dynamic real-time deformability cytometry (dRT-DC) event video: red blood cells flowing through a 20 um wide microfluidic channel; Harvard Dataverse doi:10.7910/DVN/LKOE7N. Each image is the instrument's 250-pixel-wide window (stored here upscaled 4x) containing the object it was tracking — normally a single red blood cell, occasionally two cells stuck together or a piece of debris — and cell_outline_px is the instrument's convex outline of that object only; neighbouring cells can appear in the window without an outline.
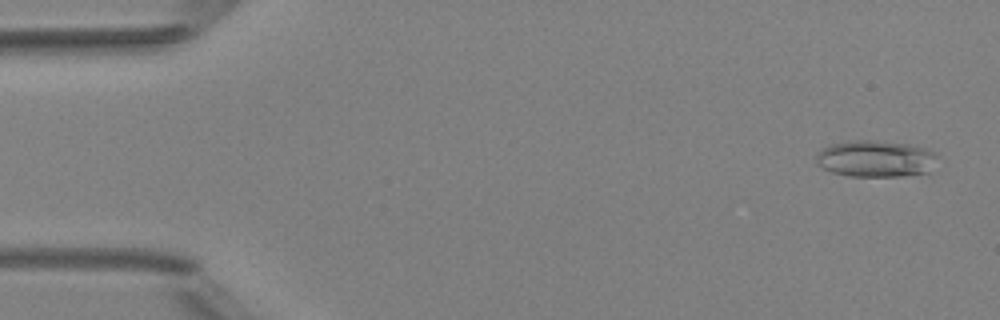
{"species": "Egyptian fruit bat (a non-hibernating species)", "species_latin": "Rousettus aegyptiacus", "temperature_condition": "room temperature", "stored_images_in_passage": 5, "camera_frame_rate_fps": 3000, "um_per_image_px": 0.085, "animal": {"sex": "female"}, "frame": {"image": 1, "passage_image": 1, "time_ms": 0.0, "image_size_px": [1000, 320], "cell_outline_px": [[940, 156], [928, 172], [900, 176], [848, 176], [832, 172], [824, 168], [816, 160], [816, 156], [824, 148], [832, 144], [848, 140], [872, 140], [908, 144], [924, 148], [936, 152]], "centroid_in_image_um": [74.47, 13.48], "position_along_channel_um": 10.5, "area_um2": 25.78}}
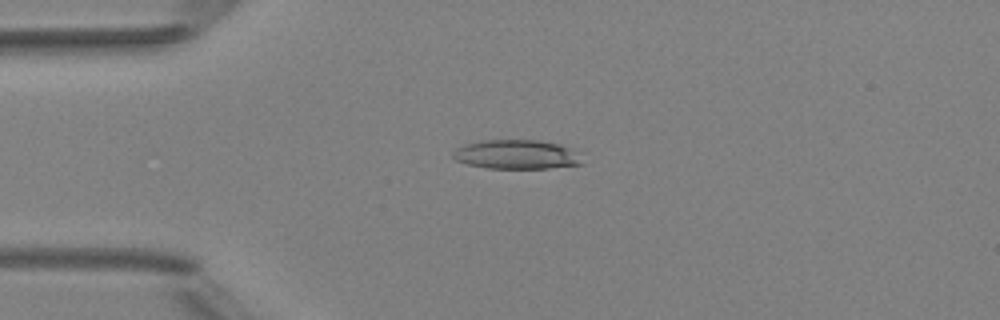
{"frame": {"image": 2, "passage_image": 3, "time_ms": 3.333, "image_size_px": [1000, 320], "cell_outline_px": [[584, 164], [548, 168], [488, 168], [468, 164], [456, 160], [452, 156], [452, 152], [456, 148], [464, 144], [484, 140], [536, 140], [556, 144], [568, 148]], "centroid_in_image_um": [43.8, 13.13], "position_along_channel_um": 41.2, "area_um2": 21.5}}
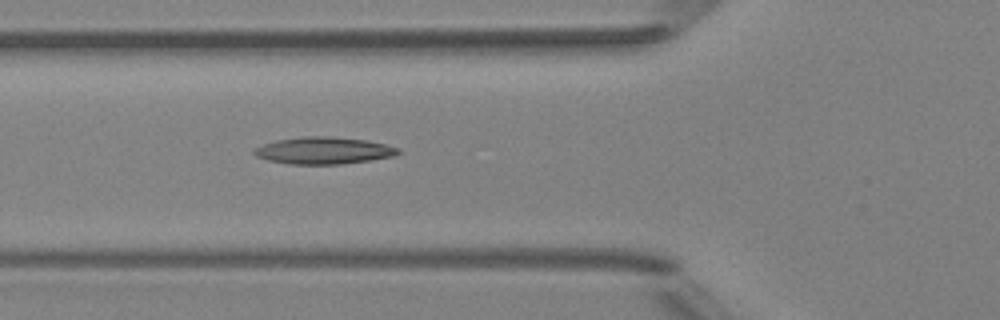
{"frame": {"image": 3, "passage_image": 5, "time_ms": 5.333, "image_size_px": [1000, 320], "cell_outline_px": [[400, 152], [392, 156], [368, 160], [340, 164], [288, 164], [268, 160], [256, 156], [252, 152], [256, 148], [264, 144], [276, 140], [300, 136], [328, 136], [364, 140], [384, 144], [400, 148]], "centroid_in_image_um": [27.47, 12.79], "position_along_channel_um": 98.3, "area_um2": 22.43}}